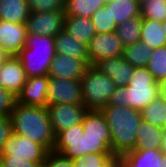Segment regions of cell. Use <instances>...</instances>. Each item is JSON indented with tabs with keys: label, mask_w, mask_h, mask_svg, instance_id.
Returning a JSON list of instances; mask_svg holds the SVG:
<instances>
[{
	"label": "cell",
	"mask_w": 166,
	"mask_h": 167,
	"mask_svg": "<svg viewBox=\"0 0 166 167\" xmlns=\"http://www.w3.org/2000/svg\"><path fill=\"white\" fill-rule=\"evenodd\" d=\"M12 132L42 145L48 152L55 144V134L46 107L16 103L10 114Z\"/></svg>",
	"instance_id": "obj_1"
},
{
	"label": "cell",
	"mask_w": 166,
	"mask_h": 167,
	"mask_svg": "<svg viewBox=\"0 0 166 167\" xmlns=\"http://www.w3.org/2000/svg\"><path fill=\"white\" fill-rule=\"evenodd\" d=\"M100 111L110 129L112 153L118 158L133 150L142 120L141 111L122 105H106Z\"/></svg>",
	"instance_id": "obj_2"
},
{
	"label": "cell",
	"mask_w": 166,
	"mask_h": 167,
	"mask_svg": "<svg viewBox=\"0 0 166 167\" xmlns=\"http://www.w3.org/2000/svg\"><path fill=\"white\" fill-rule=\"evenodd\" d=\"M160 96L159 83L147 67H135L126 87H117L107 105L127 106L142 111Z\"/></svg>",
	"instance_id": "obj_3"
},
{
	"label": "cell",
	"mask_w": 166,
	"mask_h": 167,
	"mask_svg": "<svg viewBox=\"0 0 166 167\" xmlns=\"http://www.w3.org/2000/svg\"><path fill=\"white\" fill-rule=\"evenodd\" d=\"M55 37L27 33L25 46L17 55L28 78L47 76L56 55Z\"/></svg>",
	"instance_id": "obj_4"
},
{
	"label": "cell",
	"mask_w": 166,
	"mask_h": 167,
	"mask_svg": "<svg viewBox=\"0 0 166 167\" xmlns=\"http://www.w3.org/2000/svg\"><path fill=\"white\" fill-rule=\"evenodd\" d=\"M83 106L87 110L100 111L117 88L111 78L89 65L81 80Z\"/></svg>",
	"instance_id": "obj_5"
},
{
	"label": "cell",
	"mask_w": 166,
	"mask_h": 167,
	"mask_svg": "<svg viewBox=\"0 0 166 167\" xmlns=\"http://www.w3.org/2000/svg\"><path fill=\"white\" fill-rule=\"evenodd\" d=\"M48 151L31 139L12 133L4 144L0 156L12 159H26L33 163H43Z\"/></svg>",
	"instance_id": "obj_6"
},
{
	"label": "cell",
	"mask_w": 166,
	"mask_h": 167,
	"mask_svg": "<svg viewBox=\"0 0 166 167\" xmlns=\"http://www.w3.org/2000/svg\"><path fill=\"white\" fill-rule=\"evenodd\" d=\"M83 132L82 123L59 132L55 136V144L52 151L72 160L81 158L86 154L85 135Z\"/></svg>",
	"instance_id": "obj_7"
},
{
	"label": "cell",
	"mask_w": 166,
	"mask_h": 167,
	"mask_svg": "<svg viewBox=\"0 0 166 167\" xmlns=\"http://www.w3.org/2000/svg\"><path fill=\"white\" fill-rule=\"evenodd\" d=\"M47 99L48 105H83L81 82L72 79L49 78Z\"/></svg>",
	"instance_id": "obj_8"
},
{
	"label": "cell",
	"mask_w": 166,
	"mask_h": 167,
	"mask_svg": "<svg viewBox=\"0 0 166 167\" xmlns=\"http://www.w3.org/2000/svg\"><path fill=\"white\" fill-rule=\"evenodd\" d=\"M88 47L89 65L98 61L123 55L124 45L116 32L96 33Z\"/></svg>",
	"instance_id": "obj_9"
},
{
	"label": "cell",
	"mask_w": 166,
	"mask_h": 167,
	"mask_svg": "<svg viewBox=\"0 0 166 167\" xmlns=\"http://www.w3.org/2000/svg\"><path fill=\"white\" fill-rule=\"evenodd\" d=\"M46 108L55 136L65 129L82 123L87 112L83 105L51 104L47 105Z\"/></svg>",
	"instance_id": "obj_10"
},
{
	"label": "cell",
	"mask_w": 166,
	"mask_h": 167,
	"mask_svg": "<svg viewBox=\"0 0 166 167\" xmlns=\"http://www.w3.org/2000/svg\"><path fill=\"white\" fill-rule=\"evenodd\" d=\"M64 11L30 12L26 20L27 33L55 37L63 30Z\"/></svg>",
	"instance_id": "obj_11"
},
{
	"label": "cell",
	"mask_w": 166,
	"mask_h": 167,
	"mask_svg": "<svg viewBox=\"0 0 166 167\" xmlns=\"http://www.w3.org/2000/svg\"><path fill=\"white\" fill-rule=\"evenodd\" d=\"M27 79L22 62L17 55L10 56L0 67V87L12 92L16 97Z\"/></svg>",
	"instance_id": "obj_12"
},
{
	"label": "cell",
	"mask_w": 166,
	"mask_h": 167,
	"mask_svg": "<svg viewBox=\"0 0 166 167\" xmlns=\"http://www.w3.org/2000/svg\"><path fill=\"white\" fill-rule=\"evenodd\" d=\"M27 39L26 23L0 20V46L11 56L19 54Z\"/></svg>",
	"instance_id": "obj_13"
},
{
	"label": "cell",
	"mask_w": 166,
	"mask_h": 167,
	"mask_svg": "<svg viewBox=\"0 0 166 167\" xmlns=\"http://www.w3.org/2000/svg\"><path fill=\"white\" fill-rule=\"evenodd\" d=\"M94 67L111 78L116 87H126L135 69L123 55L98 61Z\"/></svg>",
	"instance_id": "obj_14"
},
{
	"label": "cell",
	"mask_w": 166,
	"mask_h": 167,
	"mask_svg": "<svg viewBox=\"0 0 166 167\" xmlns=\"http://www.w3.org/2000/svg\"><path fill=\"white\" fill-rule=\"evenodd\" d=\"M48 76L28 78L17 96V103L28 106L47 107Z\"/></svg>",
	"instance_id": "obj_15"
},
{
	"label": "cell",
	"mask_w": 166,
	"mask_h": 167,
	"mask_svg": "<svg viewBox=\"0 0 166 167\" xmlns=\"http://www.w3.org/2000/svg\"><path fill=\"white\" fill-rule=\"evenodd\" d=\"M88 65L83 61L64 54H56L50 65L48 78L81 80Z\"/></svg>",
	"instance_id": "obj_16"
},
{
	"label": "cell",
	"mask_w": 166,
	"mask_h": 167,
	"mask_svg": "<svg viewBox=\"0 0 166 167\" xmlns=\"http://www.w3.org/2000/svg\"><path fill=\"white\" fill-rule=\"evenodd\" d=\"M163 156L160 149L127 151L117 158L118 167H161Z\"/></svg>",
	"instance_id": "obj_17"
},
{
	"label": "cell",
	"mask_w": 166,
	"mask_h": 167,
	"mask_svg": "<svg viewBox=\"0 0 166 167\" xmlns=\"http://www.w3.org/2000/svg\"><path fill=\"white\" fill-rule=\"evenodd\" d=\"M57 54L83 60L89 66L88 47L62 30L55 36Z\"/></svg>",
	"instance_id": "obj_18"
},
{
	"label": "cell",
	"mask_w": 166,
	"mask_h": 167,
	"mask_svg": "<svg viewBox=\"0 0 166 167\" xmlns=\"http://www.w3.org/2000/svg\"><path fill=\"white\" fill-rule=\"evenodd\" d=\"M63 30L86 46L96 34L92 19L78 16L65 15Z\"/></svg>",
	"instance_id": "obj_19"
},
{
	"label": "cell",
	"mask_w": 166,
	"mask_h": 167,
	"mask_svg": "<svg viewBox=\"0 0 166 167\" xmlns=\"http://www.w3.org/2000/svg\"><path fill=\"white\" fill-rule=\"evenodd\" d=\"M164 131L165 129L153 126L142 119L138 127L136 145L134 149L130 151L160 149Z\"/></svg>",
	"instance_id": "obj_20"
},
{
	"label": "cell",
	"mask_w": 166,
	"mask_h": 167,
	"mask_svg": "<svg viewBox=\"0 0 166 167\" xmlns=\"http://www.w3.org/2000/svg\"><path fill=\"white\" fill-rule=\"evenodd\" d=\"M106 8L116 25L140 16V0H107Z\"/></svg>",
	"instance_id": "obj_21"
},
{
	"label": "cell",
	"mask_w": 166,
	"mask_h": 167,
	"mask_svg": "<svg viewBox=\"0 0 166 167\" xmlns=\"http://www.w3.org/2000/svg\"><path fill=\"white\" fill-rule=\"evenodd\" d=\"M30 9L27 0H0V20L26 23Z\"/></svg>",
	"instance_id": "obj_22"
},
{
	"label": "cell",
	"mask_w": 166,
	"mask_h": 167,
	"mask_svg": "<svg viewBox=\"0 0 166 167\" xmlns=\"http://www.w3.org/2000/svg\"><path fill=\"white\" fill-rule=\"evenodd\" d=\"M82 126L86 136L111 137L109 126L101 111L87 110Z\"/></svg>",
	"instance_id": "obj_23"
},
{
	"label": "cell",
	"mask_w": 166,
	"mask_h": 167,
	"mask_svg": "<svg viewBox=\"0 0 166 167\" xmlns=\"http://www.w3.org/2000/svg\"><path fill=\"white\" fill-rule=\"evenodd\" d=\"M140 41L146 43L152 49L166 45V34L162 22L143 19Z\"/></svg>",
	"instance_id": "obj_24"
},
{
	"label": "cell",
	"mask_w": 166,
	"mask_h": 167,
	"mask_svg": "<svg viewBox=\"0 0 166 167\" xmlns=\"http://www.w3.org/2000/svg\"><path fill=\"white\" fill-rule=\"evenodd\" d=\"M106 2L107 0H66L64 13L68 16L91 18Z\"/></svg>",
	"instance_id": "obj_25"
},
{
	"label": "cell",
	"mask_w": 166,
	"mask_h": 167,
	"mask_svg": "<svg viewBox=\"0 0 166 167\" xmlns=\"http://www.w3.org/2000/svg\"><path fill=\"white\" fill-rule=\"evenodd\" d=\"M142 20L141 16H137L117 25L115 32L122 41L124 48L140 41Z\"/></svg>",
	"instance_id": "obj_26"
},
{
	"label": "cell",
	"mask_w": 166,
	"mask_h": 167,
	"mask_svg": "<svg viewBox=\"0 0 166 167\" xmlns=\"http://www.w3.org/2000/svg\"><path fill=\"white\" fill-rule=\"evenodd\" d=\"M141 116L144 121L149 122L151 125L166 130V100L158 96L141 111Z\"/></svg>",
	"instance_id": "obj_27"
},
{
	"label": "cell",
	"mask_w": 166,
	"mask_h": 167,
	"mask_svg": "<svg viewBox=\"0 0 166 167\" xmlns=\"http://www.w3.org/2000/svg\"><path fill=\"white\" fill-rule=\"evenodd\" d=\"M152 51L153 49L149 45L138 41L124 48L123 58L133 67H146L151 58Z\"/></svg>",
	"instance_id": "obj_28"
},
{
	"label": "cell",
	"mask_w": 166,
	"mask_h": 167,
	"mask_svg": "<svg viewBox=\"0 0 166 167\" xmlns=\"http://www.w3.org/2000/svg\"><path fill=\"white\" fill-rule=\"evenodd\" d=\"M74 167H118L113 153H89L73 160Z\"/></svg>",
	"instance_id": "obj_29"
},
{
	"label": "cell",
	"mask_w": 166,
	"mask_h": 167,
	"mask_svg": "<svg viewBox=\"0 0 166 167\" xmlns=\"http://www.w3.org/2000/svg\"><path fill=\"white\" fill-rule=\"evenodd\" d=\"M146 67L158 83L166 79V45L153 49Z\"/></svg>",
	"instance_id": "obj_30"
},
{
	"label": "cell",
	"mask_w": 166,
	"mask_h": 167,
	"mask_svg": "<svg viewBox=\"0 0 166 167\" xmlns=\"http://www.w3.org/2000/svg\"><path fill=\"white\" fill-rule=\"evenodd\" d=\"M140 16L163 22L166 20V0H140Z\"/></svg>",
	"instance_id": "obj_31"
},
{
	"label": "cell",
	"mask_w": 166,
	"mask_h": 167,
	"mask_svg": "<svg viewBox=\"0 0 166 167\" xmlns=\"http://www.w3.org/2000/svg\"><path fill=\"white\" fill-rule=\"evenodd\" d=\"M96 33L114 32L117 25L111 19L110 9L102 6L91 17Z\"/></svg>",
	"instance_id": "obj_32"
},
{
	"label": "cell",
	"mask_w": 166,
	"mask_h": 167,
	"mask_svg": "<svg viewBox=\"0 0 166 167\" xmlns=\"http://www.w3.org/2000/svg\"><path fill=\"white\" fill-rule=\"evenodd\" d=\"M85 135L86 154L89 153H112L111 137H93Z\"/></svg>",
	"instance_id": "obj_33"
},
{
	"label": "cell",
	"mask_w": 166,
	"mask_h": 167,
	"mask_svg": "<svg viewBox=\"0 0 166 167\" xmlns=\"http://www.w3.org/2000/svg\"><path fill=\"white\" fill-rule=\"evenodd\" d=\"M30 12L64 11V0H27Z\"/></svg>",
	"instance_id": "obj_34"
},
{
	"label": "cell",
	"mask_w": 166,
	"mask_h": 167,
	"mask_svg": "<svg viewBox=\"0 0 166 167\" xmlns=\"http://www.w3.org/2000/svg\"><path fill=\"white\" fill-rule=\"evenodd\" d=\"M16 103L17 97L12 92L0 87V116L10 117Z\"/></svg>",
	"instance_id": "obj_35"
},
{
	"label": "cell",
	"mask_w": 166,
	"mask_h": 167,
	"mask_svg": "<svg viewBox=\"0 0 166 167\" xmlns=\"http://www.w3.org/2000/svg\"><path fill=\"white\" fill-rule=\"evenodd\" d=\"M42 167H74V162L62 154L49 151L42 163Z\"/></svg>",
	"instance_id": "obj_36"
},
{
	"label": "cell",
	"mask_w": 166,
	"mask_h": 167,
	"mask_svg": "<svg viewBox=\"0 0 166 167\" xmlns=\"http://www.w3.org/2000/svg\"><path fill=\"white\" fill-rule=\"evenodd\" d=\"M12 133L10 117L0 116V153L3 150L5 142Z\"/></svg>",
	"instance_id": "obj_37"
},
{
	"label": "cell",
	"mask_w": 166,
	"mask_h": 167,
	"mask_svg": "<svg viewBox=\"0 0 166 167\" xmlns=\"http://www.w3.org/2000/svg\"><path fill=\"white\" fill-rule=\"evenodd\" d=\"M5 167H42V163H33L26 159H12L11 156H0Z\"/></svg>",
	"instance_id": "obj_38"
},
{
	"label": "cell",
	"mask_w": 166,
	"mask_h": 167,
	"mask_svg": "<svg viewBox=\"0 0 166 167\" xmlns=\"http://www.w3.org/2000/svg\"><path fill=\"white\" fill-rule=\"evenodd\" d=\"M11 55L0 46V67Z\"/></svg>",
	"instance_id": "obj_39"
},
{
	"label": "cell",
	"mask_w": 166,
	"mask_h": 167,
	"mask_svg": "<svg viewBox=\"0 0 166 167\" xmlns=\"http://www.w3.org/2000/svg\"><path fill=\"white\" fill-rule=\"evenodd\" d=\"M159 91L160 96L166 100V79H163L161 82H159Z\"/></svg>",
	"instance_id": "obj_40"
},
{
	"label": "cell",
	"mask_w": 166,
	"mask_h": 167,
	"mask_svg": "<svg viewBox=\"0 0 166 167\" xmlns=\"http://www.w3.org/2000/svg\"><path fill=\"white\" fill-rule=\"evenodd\" d=\"M161 141L162 142H161V148H160V150L162 151V153L164 154V156H166V130L163 133Z\"/></svg>",
	"instance_id": "obj_41"
},
{
	"label": "cell",
	"mask_w": 166,
	"mask_h": 167,
	"mask_svg": "<svg viewBox=\"0 0 166 167\" xmlns=\"http://www.w3.org/2000/svg\"><path fill=\"white\" fill-rule=\"evenodd\" d=\"M161 167H166V156L162 157Z\"/></svg>",
	"instance_id": "obj_42"
},
{
	"label": "cell",
	"mask_w": 166,
	"mask_h": 167,
	"mask_svg": "<svg viewBox=\"0 0 166 167\" xmlns=\"http://www.w3.org/2000/svg\"><path fill=\"white\" fill-rule=\"evenodd\" d=\"M162 26H163L164 32H165V34H166V20L162 22Z\"/></svg>",
	"instance_id": "obj_43"
},
{
	"label": "cell",
	"mask_w": 166,
	"mask_h": 167,
	"mask_svg": "<svg viewBox=\"0 0 166 167\" xmlns=\"http://www.w3.org/2000/svg\"><path fill=\"white\" fill-rule=\"evenodd\" d=\"M0 167H5V165L3 164L1 160H0Z\"/></svg>",
	"instance_id": "obj_44"
}]
</instances>
